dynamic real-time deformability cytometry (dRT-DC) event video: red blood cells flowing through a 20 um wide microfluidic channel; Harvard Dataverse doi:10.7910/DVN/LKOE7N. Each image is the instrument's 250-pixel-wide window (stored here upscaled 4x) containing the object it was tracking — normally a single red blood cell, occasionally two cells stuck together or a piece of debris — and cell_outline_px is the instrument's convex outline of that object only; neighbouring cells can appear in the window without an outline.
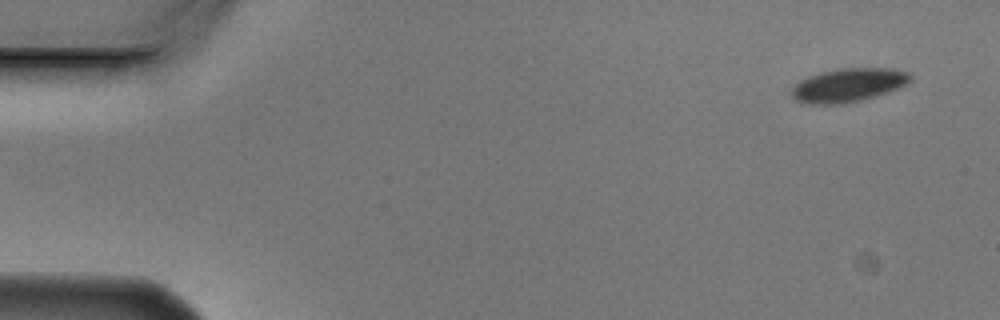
{"species": "Egyptian fruit bat (a non-hibernating species)", "species_latin": "Rousettus aegyptiacus", "temperature_condition": "cold", "stored_images_in_passage": 5, "segment_of_instrument_passage": [1, 2], "camera_frame_rate_fps": 3000, "um_per_image_px": 0.085, "animal": {"sex": "male"}, "frame": {"image": 1, "passage_image": 1, "time_ms": 0.0, "image_size_px": [1000, 320], "cell_outline_px": [[912, 76], [904, 84], [896, 88], [860, 100], [844, 104], [812, 104], [796, 100], [792, 96], [792, 88], [800, 80], [808, 76], [820, 72], [836, 68], [892, 68], [908, 72]], "centroid_in_image_um": [72.05, 7.22], "position_along_channel_um": 12.9, "area_um2": 22.89}}
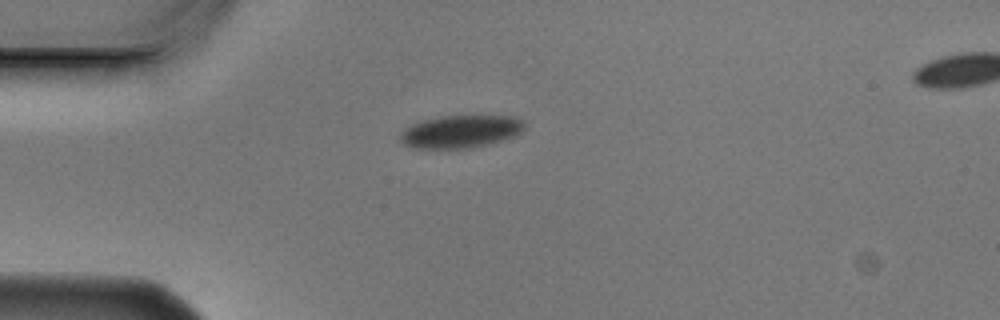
{"frame": {"image": 2, "passage_image": 4, "time_ms": 1.0, "image_size_px": [1000, 320], "cell_outline_px": [[524, 128], [520, 132], [512, 136], [488, 144], [468, 148], [412, 148], [400, 144], [400, 132], [412, 124], [420, 120], [440, 116], [512, 116], [520, 120], [524, 124]], "centroid_in_image_um": [39.06, 11.18], "position_along_channel_um": 45.9, "area_um2": 23.52}}